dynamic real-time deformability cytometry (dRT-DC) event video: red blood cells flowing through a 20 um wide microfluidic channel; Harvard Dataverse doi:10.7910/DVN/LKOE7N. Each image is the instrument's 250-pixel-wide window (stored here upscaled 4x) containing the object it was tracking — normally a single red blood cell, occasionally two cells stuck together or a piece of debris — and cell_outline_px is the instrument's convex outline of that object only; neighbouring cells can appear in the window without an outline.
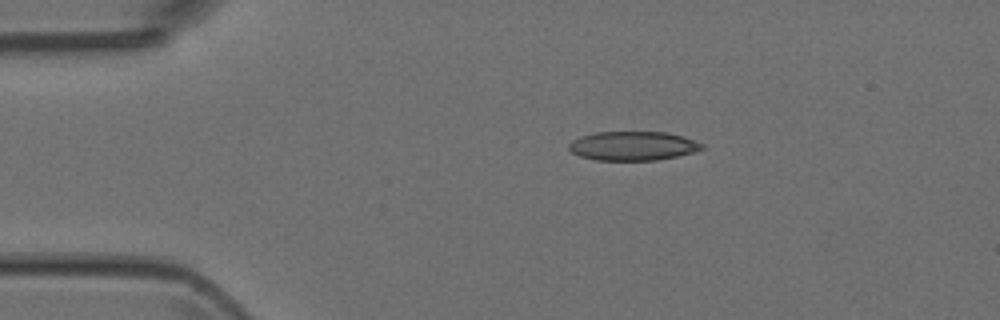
{"species": "Egyptian fruit bat (a non-hibernating species)", "species_latin": "Rousettus aegyptiacus", "temperature_condition": "room temperature", "stored_images_in_passage": 42, "camera_frame_rate_fps": 3000, "um_per_image_px": 0.085, "animal": {"sex": "female"}, "frame": {"image": 1, "passage_image": 1, "time_ms": 0.0, "image_size_px": [1000, 320], "cell_outline_px": [[704, 148], [692, 152], [676, 156], [656, 160], [596, 160], [580, 156], [572, 152], [568, 148], [568, 144], [572, 140], [580, 136], [596, 132], [668, 132], [684, 136], [704, 144]], "centroid_in_image_um": [53.79, 12.39], "position_along_channel_um": 31.2, "area_um2": 22.54}}
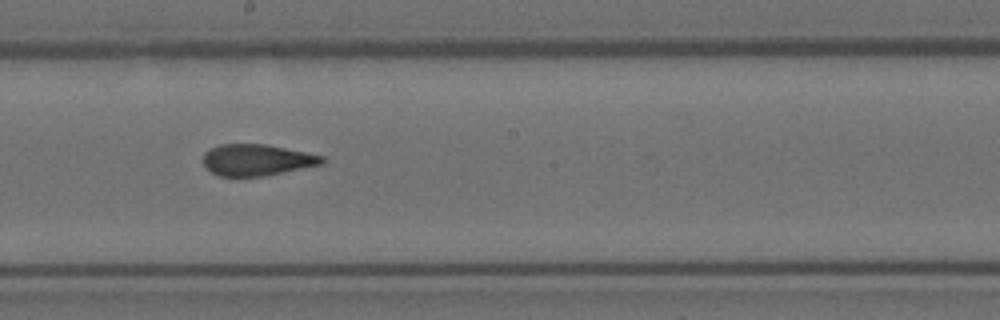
{"frame": {"image": 2, "passage_image": 19, "time_ms": 6.0, "image_size_px": [1000, 320], "cell_outline_px": [[324, 164], [264, 176], [220, 176], [204, 168], [204, 152], [220, 144], [264, 144], [324, 156]], "centroid_in_image_um": [21.82, 13.6], "position_along_channel_um": 226.4, "area_um2": 21.62}}
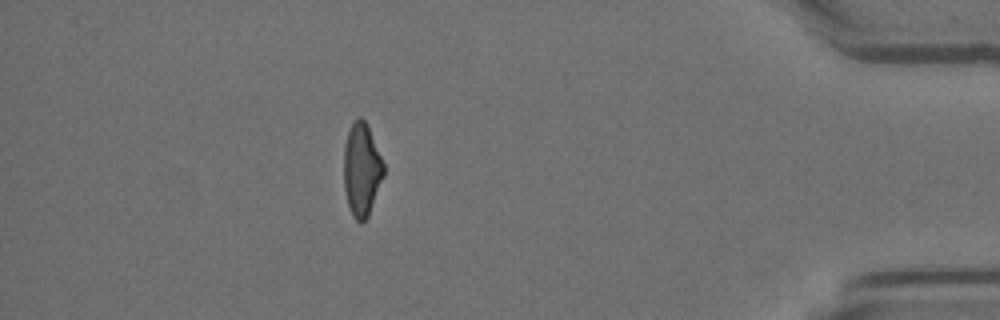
{"frame": {"image": 3, "passage_image": 36, "time_ms": 11.667, "image_size_px": [1000, 320], "cell_outline_px": [[384, 176], [368, 216], [360, 224], [352, 216], [348, 204], [344, 188], [344, 144], [348, 132], [352, 124], [360, 116], [368, 124], [384, 164]], "centroid_in_image_um": [30.75, 14.42], "position_along_channel_um": 404.5, "area_um2": 21.62}}